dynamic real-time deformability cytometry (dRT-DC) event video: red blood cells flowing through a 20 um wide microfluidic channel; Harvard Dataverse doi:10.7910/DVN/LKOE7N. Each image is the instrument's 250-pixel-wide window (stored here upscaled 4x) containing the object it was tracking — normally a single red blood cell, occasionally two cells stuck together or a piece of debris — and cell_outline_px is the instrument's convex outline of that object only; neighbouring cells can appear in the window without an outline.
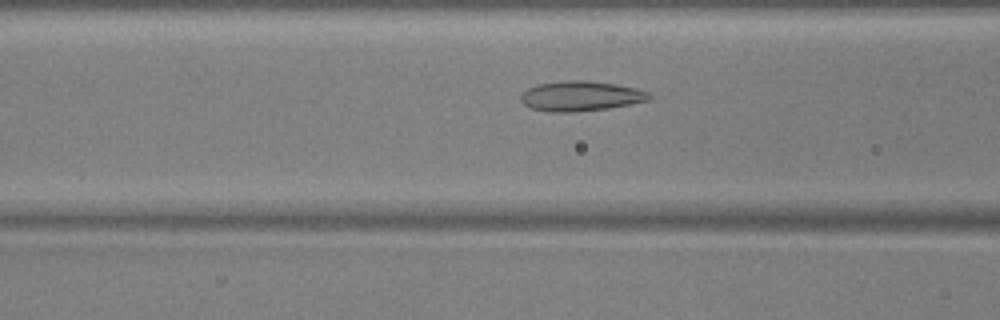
{"species": "common noctule bat (a hibernating species)", "species_latin": "Nyctalus noctula", "temperature_condition": "warm", "stored_images_in_passage": 53, "camera_frame_rate_fps": 3000, "um_per_image_px": 0.085, "animal": {"sex": "male", "body_mass_g": 17.9, "forearm_length_mm": 54.2}, "frame": {"image": 1, "passage_image": 21, "time_ms": 6.667, "image_size_px": [1000, 320], "cell_outline_px": [[652, 96], [648, 100], [608, 108], [576, 112], [548, 112], [532, 108], [524, 104], [520, 100], [520, 96], [528, 88], [540, 84], [568, 80], [584, 80], [612, 84], [636, 88], [648, 92]], "centroid_in_image_um": [49.34, 8.17], "position_along_channel_um": 117.3, "area_um2": 22.14}}
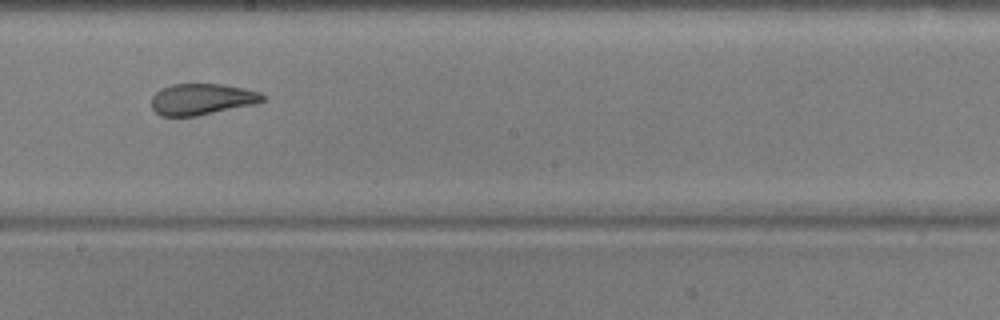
{"frame": {"image": 2, "passage_image": 30, "time_ms": 9.667, "image_size_px": [1000, 320], "cell_outline_px": [[268, 96], [264, 100], [252, 104], [196, 116], [160, 116], [152, 108], [152, 96], [160, 88], [172, 84], [224, 84], [244, 88], [260, 92]], "centroid_in_image_um": [17.15, 8.42], "position_along_channel_um": 231.1, "area_um2": 20.23}}
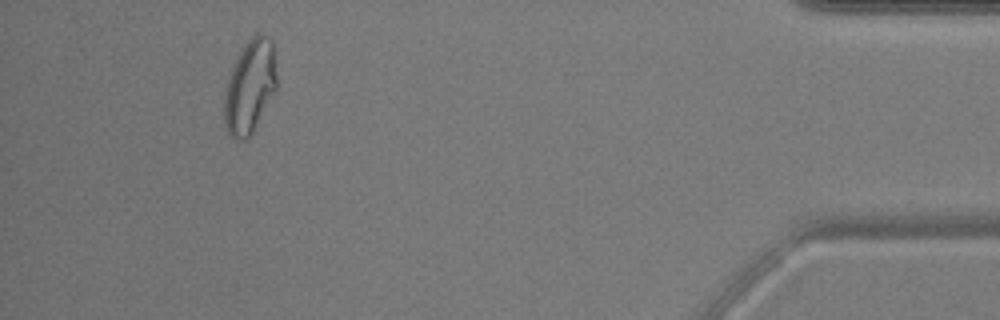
{"frame": {"image": 3, "passage_image": 49, "time_ms": 16.0, "image_size_px": [1000, 320], "cell_outline_px": [[276, 88], [252, 132], [244, 140], [236, 140], [228, 132], [224, 120], [224, 96], [228, 76], [244, 44], [252, 36], [260, 32], [264, 32], [272, 40], [276, 72]], "centroid_in_image_um": [21.23, 7.32], "position_along_channel_um": 414.0, "area_um2": 28.21}, "authors_computed_cell_mechanics": {"area_um2": 23.409, "velocity_mm_per_s": 3.7899, "shape_relaxation_time_tau1_ms": null, "shape_relaxation_time_tau2_ms": 1.2432, "deformation_change_tau1": null, "deformation_change_tau2": 0.0875}}